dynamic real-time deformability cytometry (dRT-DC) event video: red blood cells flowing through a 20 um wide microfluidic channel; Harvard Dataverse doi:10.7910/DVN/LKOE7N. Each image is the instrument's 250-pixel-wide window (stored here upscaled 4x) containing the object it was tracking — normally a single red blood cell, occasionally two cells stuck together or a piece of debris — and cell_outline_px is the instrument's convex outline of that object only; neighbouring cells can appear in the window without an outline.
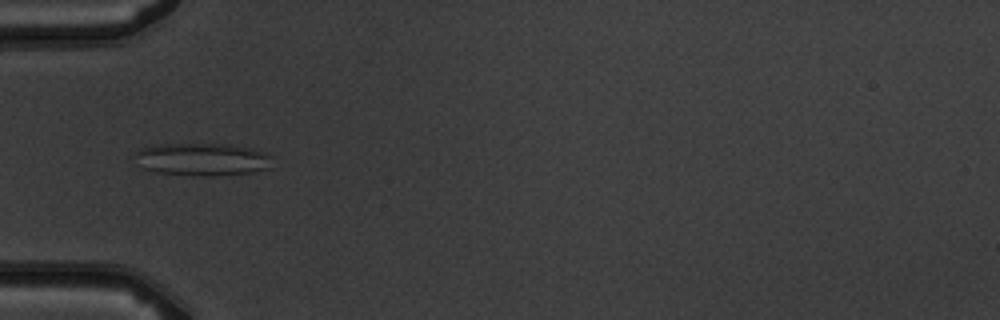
{"species": "common noctule bat (a hibernating species)", "species_latin": "Nyctalus noctula", "temperature_condition": "warm", "stored_images_in_passage": 5, "camera_frame_rate_fps": 3000, "um_per_image_px": 0.085, "animal": {"sex": "male", "body_mass_g": 19.5, "forearm_length_mm": 54.6}, "frame": {"image": 1, "passage_image": 5, "time_ms": 4.667, "image_size_px": [1000, 320], "cell_outline_px": [[272, 156], [268, 168], [252, 172], [212, 176], [192, 176], [156, 172], [144, 168], [136, 152], [140, 148], [156, 144], [232, 144], [252, 148]], "centroid_in_image_um": [17.22, 13.54], "position_along_channel_um": 67.8, "area_um2": 25.95}}